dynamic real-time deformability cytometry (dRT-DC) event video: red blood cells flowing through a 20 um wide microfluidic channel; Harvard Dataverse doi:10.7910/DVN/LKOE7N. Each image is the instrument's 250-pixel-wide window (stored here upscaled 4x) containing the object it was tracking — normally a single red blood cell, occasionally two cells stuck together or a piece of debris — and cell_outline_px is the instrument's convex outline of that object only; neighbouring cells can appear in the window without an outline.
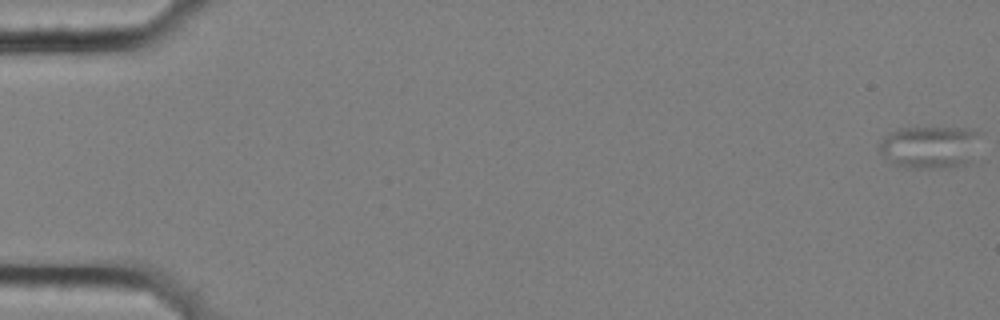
{"species": "common noctule bat (a hibernating species)", "species_latin": "Nyctalus noctula", "temperature_condition": "cold", "stored_images_in_passage": 58, "camera_frame_rate_fps": 3000, "um_per_image_px": 0.085, "animal": {"sex": "female", "body_mass_g": 25.1}, "frame": {"image": 1, "passage_image": 1, "time_ms": 0.0, "image_size_px": [1000, 320], "cell_outline_px": [[980, 132], [960, 164], [916, 168], [896, 164], [884, 156], [880, 152], [880, 144], [892, 132], [900, 128], [968, 128]], "centroid_in_image_um": [78.89, 12.44], "position_along_channel_um": 6.1, "area_um2": 22.83}}
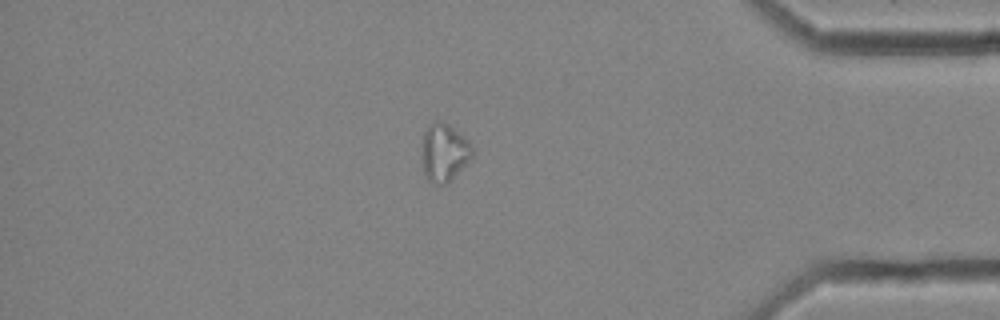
{"frame": {"image": 2, "passage_image": 50, "time_ms": 16.333, "image_size_px": [1000, 320], "cell_outline_px": [[472, 156], [444, 184], [436, 184], [428, 180], [424, 172], [420, 156], [424, 132], [436, 120], [440, 120], [448, 124], [468, 140], [472, 148]], "centroid_in_image_um": [37.7, 12.93], "position_along_channel_um": 397.5, "area_um2": 16.53}}
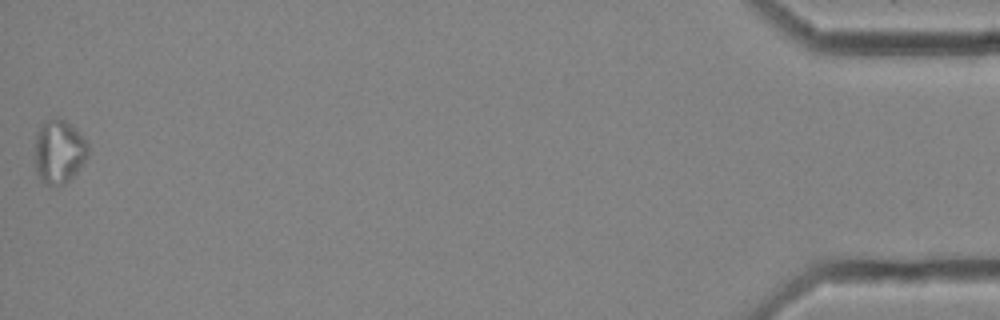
{"frame": {"image": 3, "passage_image": 58, "time_ms": 19.0, "image_size_px": [1000, 320], "cell_outline_px": [[88, 156], [76, 172], [64, 184], [44, 184], [36, 172], [36, 132], [40, 124], [44, 120], [64, 120], [88, 140]], "centroid_in_image_um": [5.02, 12.88], "position_along_channel_um": 430.2, "area_um2": 19.42}}